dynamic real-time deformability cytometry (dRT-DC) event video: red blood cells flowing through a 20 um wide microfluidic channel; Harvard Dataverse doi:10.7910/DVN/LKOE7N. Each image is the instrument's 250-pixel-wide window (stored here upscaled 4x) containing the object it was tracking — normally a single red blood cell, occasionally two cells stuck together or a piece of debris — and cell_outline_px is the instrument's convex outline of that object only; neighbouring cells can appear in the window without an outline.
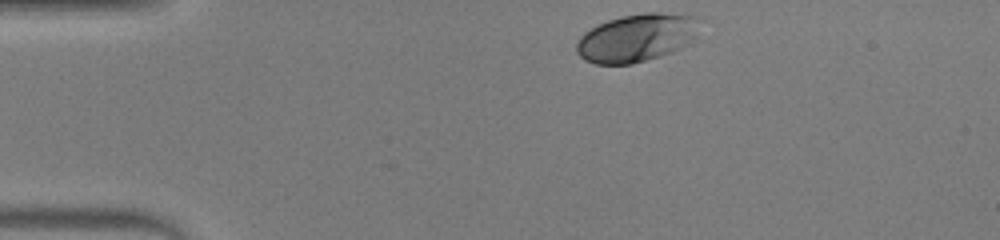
{"species": "human", "species_latin": "Homo sapiens", "temperature_condition": "warm", "stored_images_in_passage": 36, "camera_frame_rate_fps": 3000, "um_per_image_px": 0.085, "donor": {"sex": "male"}, "frame": {"image": 1, "passage_image": 1, "time_ms": 0.0, "image_size_px": [1000, 240], "cell_outline_px": [[704, 20], [696, 40], [672, 52], [632, 64], [596, 64], [584, 60], [576, 52], [576, 44], [580, 36], [584, 32], [608, 20], [624, 16], [644, 12], [656, 12], [700, 16]], "centroid_in_image_um": [54.21, 3.2], "position_along_channel_um": 30.8, "area_um2": 34.97}}
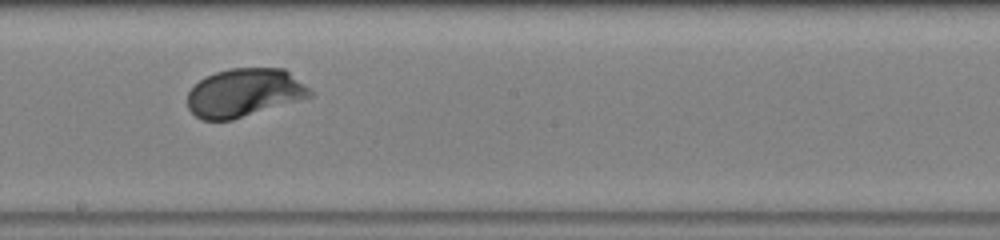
{"frame": {"image": 2, "passage_image": 21, "time_ms": 6.667, "image_size_px": [1000, 240], "cell_outline_px": [[312, 96], [232, 120], [200, 120], [188, 108], [188, 92], [200, 80], [216, 72], [232, 68], [284, 68], [308, 88], [312, 92]], "centroid_in_image_um": [20.74, 7.89], "position_along_channel_um": 227.5, "area_um2": 34.04}}
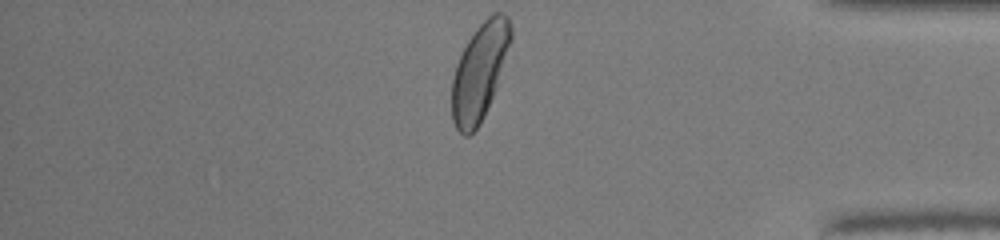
{"frame": {"image": 3, "passage_image": 36, "time_ms": 11.667, "image_size_px": [1000, 240], "cell_outline_px": [[512, 40], [496, 88], [480, 124], [468, 136], [464, 136], [456, 128], [452, 120], [452, 80], [456, 64], [468, 40], [476, 28], [492, 12], [504, 12], [508, 16], [512, 28]], "centroid_in_image_um": [40.78, 6.06], "position_along_channel_um": 394.4, "area_um2": 33.12}, "authors_computed_cell_mechanics": {"area_um2": 34.0153, "velocity_mm_per_s": 3.8595, "shape_relaxation_time_tau1_ms": 2.0344, "shape_relaxation_time_tau2_ms": null, "deformation_change_tau1": 0.1413, "deformation_change_tau2": null}}